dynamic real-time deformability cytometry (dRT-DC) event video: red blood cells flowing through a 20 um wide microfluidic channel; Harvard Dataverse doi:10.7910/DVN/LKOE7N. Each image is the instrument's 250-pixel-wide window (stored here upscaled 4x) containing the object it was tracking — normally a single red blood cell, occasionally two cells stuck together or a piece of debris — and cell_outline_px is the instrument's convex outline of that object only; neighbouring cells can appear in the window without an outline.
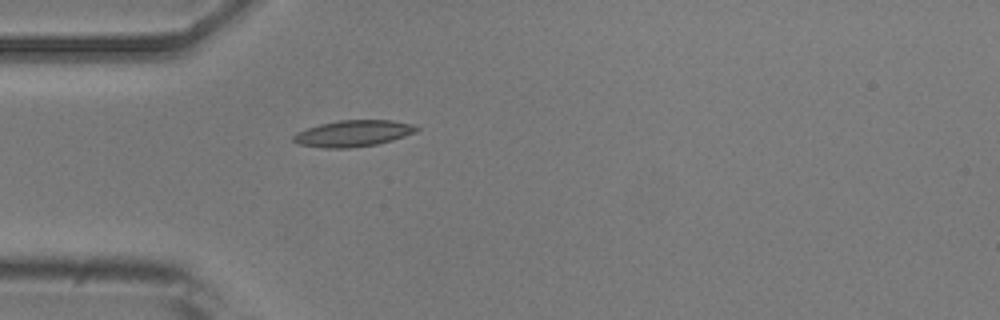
{"species": "common noctule bat (a hibernating species)", "species_latin": "Nyctalus noctula", "temperature_condition": "room temperature", "stored_images_in_passage": 5, "camera_frame_rate_fps": 3000, "um_per_image_px": 0.085, "animal": {"sex": "male", "body_mass_g": 20.5, "forearm_length_mm": 52.5}, "frame": {"image": 1, "passage_image": 5, "time_ms": 4.667, "image_size_px": [1000, 320], "cell_outline_px": [[420, 128], [416, 132], [392, 140], [376, 144], [348, 148], [324, 148], [300, 144], [292, 140], [292, 136], [296, 132], [320, 124], [340, 120], [392, 120], [412, 124]], "centroid_in_image_um": [30.02, 11.33], "position_along_channel_um": 55.0, "area_um2": 18.79}}